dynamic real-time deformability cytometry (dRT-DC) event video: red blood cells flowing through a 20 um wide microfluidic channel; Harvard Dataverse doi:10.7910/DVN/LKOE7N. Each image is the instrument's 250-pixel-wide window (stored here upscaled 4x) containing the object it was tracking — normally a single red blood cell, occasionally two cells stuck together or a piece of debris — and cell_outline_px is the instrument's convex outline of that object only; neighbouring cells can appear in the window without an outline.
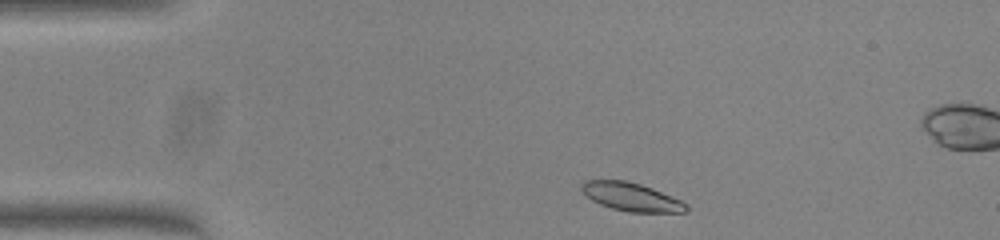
{"species": "common noctule bat (a hibernating species)", "species_latin": "Nyctalus noctula", "temperature_condition": "warm", "stored_images_in_passage": 44, "camera_frame_rate_fps": 3000, "um_per_image_px": 0.085, "animal": {"sex": "female", "body_mass_g": 23.0, "forearm_length_mm": 53.4}, "frame": {"image": 1, "passage_image": 2, "time_ms": 0.333, "image_size_px": [1000, 240], "cell_outline_px": [[688, 208], [684, 212], [628, 212], [612, 208], [600, 204], [592, 200], [580, 188], [580, 184], [584, 180], [624, 180], [640, 184], [652, 188], [680, 200], [688, 204]], "centroid_in_image_um": [53.64, 16.73], "position_along_channel_um": 31.4, "area_um2": 17.11}}
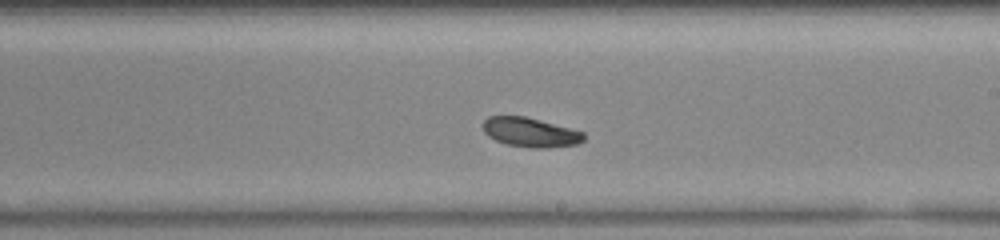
{"frame": {"image": 2, "passage_image": 22, "time_ms": 7.0, "image_size_px": [1000, 240], "cell_outline_px": [[584, 140], [576, 144], [548, 148], [532, 148], [508, 144], [496, 140], [488, 136], [484, 132], [484, 120], [488, 116], [524, 116], [540, 120], [584, 132]], "centroid_in_image_um": [45.08, 11.25], "position_along_channel_um": 243.9, "area_um2": 17.05}}
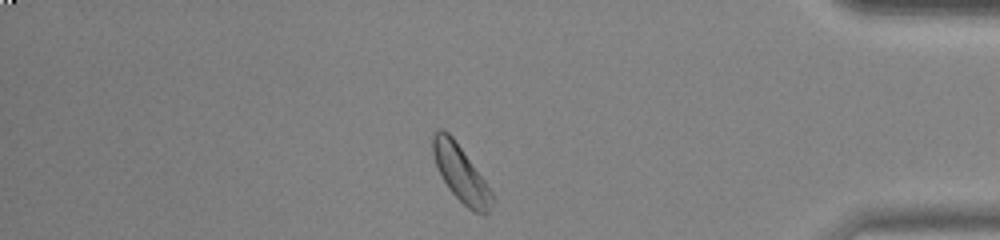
{"frame": {"image": 3, "passage_image": 36, "time_ms": 11.667, "image_size_px": [1000, 240], "cell_outline_px": [[492, 204], [488, 212], [484, 216], [468, 208], [448, 188], [436, 164], [432, 152], [432, 132], [440, 128], [448, 132], [452, 136], [484, 180], [492, 192]], "centroid_in_image_um": [39.14, 14.73], "position_along_channel_um": 396.1, "area_um2": 18.96}, "authors_computed_cell_mechanics": {"area_um2": 17.7735, "velocity_mm_per_s": 3.9804, "shape_relaxation_time_tau1_ms": 5.3809, "shape_relaxation_time_tau2_ms": null, "deformation_change_tau1": 0.0996, "deformation_change_tau2": null}}